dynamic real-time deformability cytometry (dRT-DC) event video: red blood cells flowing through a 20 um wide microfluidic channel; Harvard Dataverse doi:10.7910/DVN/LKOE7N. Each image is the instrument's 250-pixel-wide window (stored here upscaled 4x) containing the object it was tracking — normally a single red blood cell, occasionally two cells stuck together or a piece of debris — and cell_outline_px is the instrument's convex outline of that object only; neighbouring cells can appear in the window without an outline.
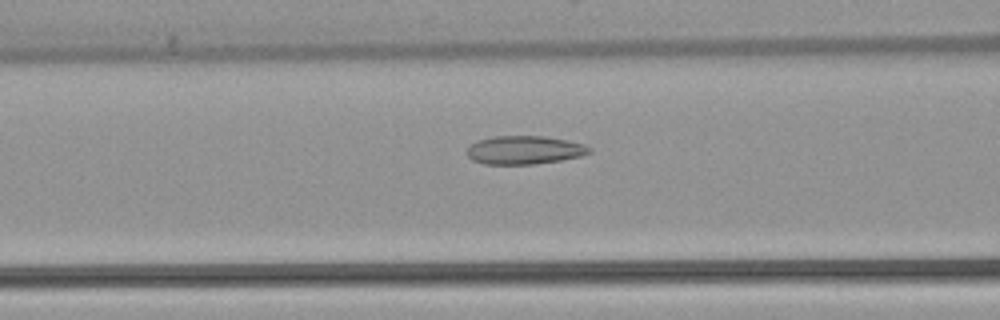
{"species": "common noctule bat (a hibernating species)", "species_latin": "Nyctalus noctula", "temperature_condition": "warm", "stored_images_in_passage": 52, "camera_frame_rate_fps": 3000, "um_per_image_px": 0.085, "animal": {"sex": "female", "body_mass_g": 22.7, "forearm_length_mm": 54.2}, "frame": {"image": 1, "passage_image": 21, "time_ms": 6.667, "image_size_px": [1000, 320], "cell_outline_px": [[592, 152], [580, 156], [560, 160], [536, 164], [484, 164], [472, 160], [464, 152], [476, 140], [492, 136], [544, 136], [584, 144], [592, 148]], "centroid_in_image_um": [44.54, 12.75], "position_along_channel_um": 122.1, "area_um2": 20.35}}
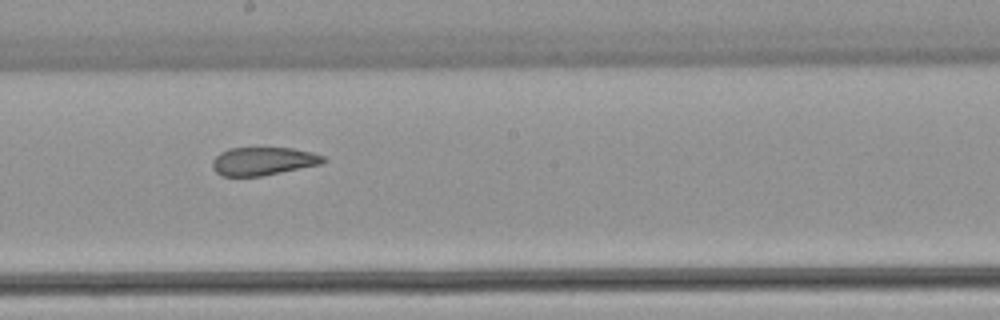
{"frame": {"image": 2, "passage_image": 29, "time_ms": 9.333, "image_size_px": [1000, 320], "cell_outline_px": [[328, 160], [320, 164], [260, 176], [220, 176], [212, 168], [212, 160], [220, 152], [228, 148], [292, 148], [312, 152], [324, 156]], "centroid_in_image_um": [22.34, 13.69], "position_along_channel_um": 225.9, "area_um2": 18.15}}
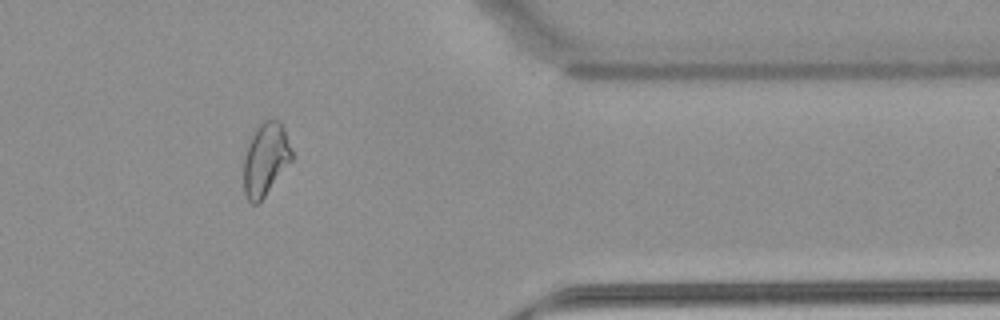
{"frame": {"image": 3, "passage_image": 43, "time_ms": 14.0, "image_size_px": [1000, 320], "cell_outline_px": [[292, 160], [264, 196], [256, 204], [252, 204], [248, 200], [244, 192], [244, 156], [248, 140], [256, 124], [264, 120], [280, 120], [284, 124], [292, 152]], "centroid_in_image_um": [22.56, 13.46], "position_along_channel_um": 388.8, "area_um2": 20.63}, "authors_computed_cell_mechanics": {"area_um2": 22.0507, "velocity_mm_per_s": 3.9032, "shape_relaxation_time_tau1_ms": null, "shape_relaxation_time_tau2_ms": 1.5757, "deformation_change_tau1": null, "deformation_change_tau2": 0.0689}}